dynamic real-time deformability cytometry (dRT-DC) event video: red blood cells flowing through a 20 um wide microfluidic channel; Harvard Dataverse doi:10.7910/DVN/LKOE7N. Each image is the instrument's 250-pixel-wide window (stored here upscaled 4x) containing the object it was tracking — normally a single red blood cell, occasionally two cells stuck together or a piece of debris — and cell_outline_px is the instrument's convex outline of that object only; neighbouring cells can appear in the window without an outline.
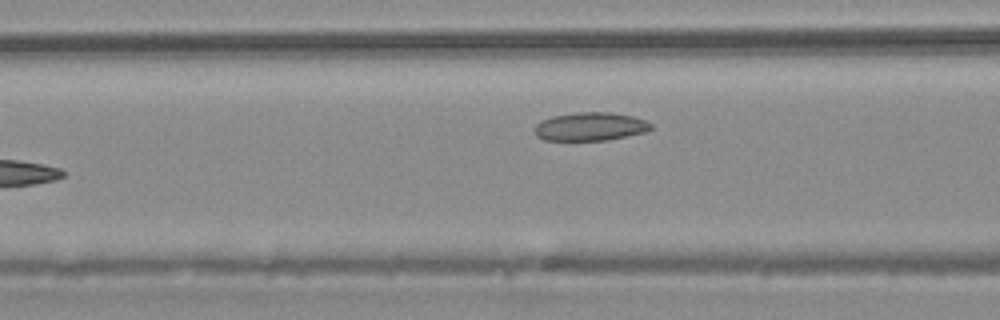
{"species": "common noctule bat (a hibernating species)", "species_latin": "Nyctalus noctula", "temperature_condition": "warm", "stored_images_in_passage": 6, "camera_frame_rate_fps": 3000, "um_per_image_px": 0.085, "animal": {"sex": "male", "body_mass_g": 20.4}, "frame": {"image": 1, "passage_image": 6, "time_ms": 1.667, "image_size_px": [1000, 320], "cell_outline_px": [[652, 128], [644, 132], [608, 140], [544, 140], [536, 136], [536, 124], [540, 120], [552, 116], [576, 112], [612, 112], [632, 116], [644, 120], [652, 124]], "centroid_in_image_um": [50.16, 10.75], "position_along_channel_um": 116.4, "area_um2": 19.19}}